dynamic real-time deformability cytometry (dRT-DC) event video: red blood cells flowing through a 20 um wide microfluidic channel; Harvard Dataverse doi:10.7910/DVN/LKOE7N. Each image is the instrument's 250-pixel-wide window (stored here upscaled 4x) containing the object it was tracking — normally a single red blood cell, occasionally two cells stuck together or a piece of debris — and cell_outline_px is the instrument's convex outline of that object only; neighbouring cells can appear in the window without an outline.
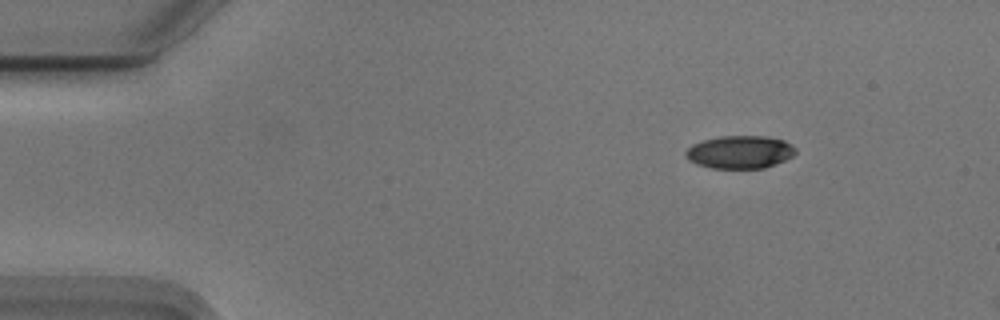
{"species": "Egyptian fruit bat (a non-hibernating species)", "species_latin": "Rousettus aegyptiacus", "temperature_condition": "cold", "stored_images_in_passage": 48, "camera_frame_rate_fps": 3000, "um_per_image_px": 0.085, "animal": {"sex": "male"}, "frame": {"image": 1, "passage_image": 1, "time_ms": 0.0, "image_size_px": [1000, 320], "cell_outline_px": [[796, 152], [792, 156], [776, 164], [764, 168], [712, 168], [696, 164], [688, 160], [684, 156], [684, 152], [692, 144], [704, 140], [720, 136], [764, 136], [784, 140], [796, 148]], "centroid_in_image_um": [62.87, 12.92], "position_along_channel_um": 22.1, "area_um2": 21.1}}
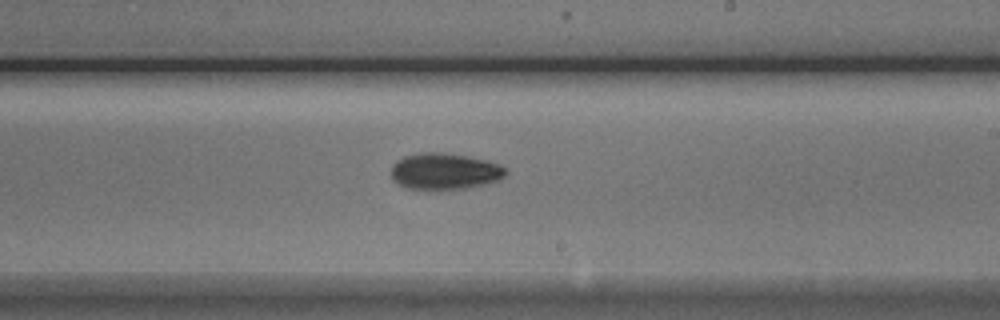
{"frame": {"image": 2, "passage_image": 26, "time_ms": 8.333, "image_size_px": [1000, 320], "cell_outline_px": [[508, 172], [500, 180], [488, 184], [464, 188], [436, 192], [404, 188], [396, 184], [392, 180], [392, 164], [396, 160], [404, 156], [424, 152], [440, 152], [488, 160], [500, 164], [508, 168]], "centroid_in_image_um": [37.79, 14.6], "position_along_channel_um": 251.2, "area_um2": 25.2}}
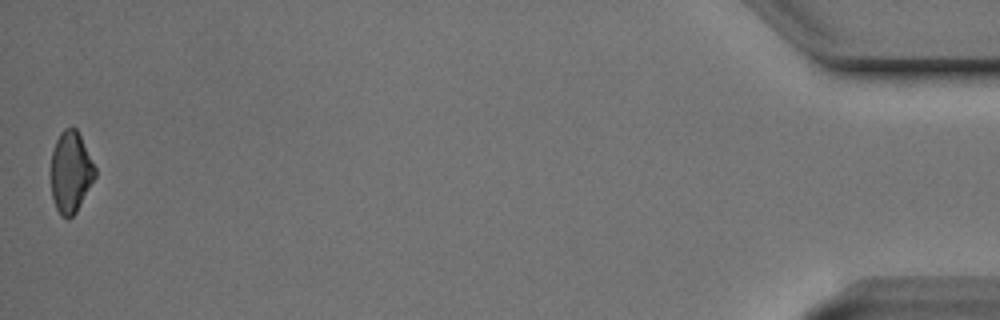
{"frame": {"image": 3, "passage_image": 48, "time_ms": 15.667, "image_size_px": [1000, 320], "cell_outline_px": [[96, 176], [76, 212], [68, 220], [60, 216], [56, 208], [52, 196], [52, 152], [56, 140], [60, 132], [64, 128], [76, 128], [96, 168]], "centroid_in_image_um": [6.01, 14.65], "position_along_channel_um": 429.2, "area_um2": 20.69}, "authors_computed_cell_mechanics": {"area_um2": 22.5131, "velocity_mm_per_s": 3.7411, "shape_relaxation_time_tau1_ms": 2.9217, "shape_relaxation_time_tau2_ms": null, "deformation_change_tau1": 0.1073, "deformation_change_tau2": null}}